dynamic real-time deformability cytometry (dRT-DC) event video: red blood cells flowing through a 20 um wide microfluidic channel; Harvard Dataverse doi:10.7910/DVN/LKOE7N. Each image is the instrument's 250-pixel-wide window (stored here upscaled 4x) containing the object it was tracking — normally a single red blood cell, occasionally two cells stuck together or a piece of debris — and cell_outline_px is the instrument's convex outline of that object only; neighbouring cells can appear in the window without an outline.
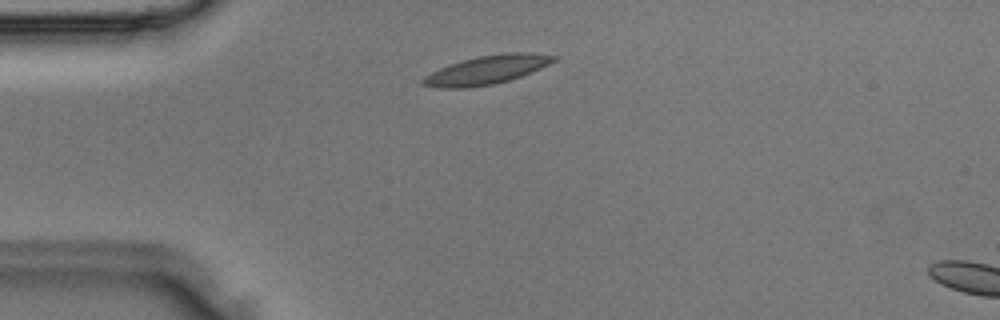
{"species": "Egyptian fruit bat (a non-hibernating species)", "species_latin": "Rousettus aegyptiacus", "temperature_condition": "room temperature", "stored_images_in_passage": 3, "camera_frame_rate_fps": 3000, "um_per_image_px": 0.085, "animal": {"sex": "male"}, "frame": {"image": 1, "passage_image": 2, "time_ms": 0.333, "image_size_px": [1000, 320], "cell_outline_px": [[560, 56], [556, 60], [540, 68], [520, 76], [496, 84], [468, 88], [436, 88], [420, 84], [420, 80], [424, 76], [448, 64], [476, 56], [508, 52], [532, 52]], "centroid_in_image_um": [41.35, 5.94], "position_along_channel_um": 43.6, "area_um2": 22.08}}